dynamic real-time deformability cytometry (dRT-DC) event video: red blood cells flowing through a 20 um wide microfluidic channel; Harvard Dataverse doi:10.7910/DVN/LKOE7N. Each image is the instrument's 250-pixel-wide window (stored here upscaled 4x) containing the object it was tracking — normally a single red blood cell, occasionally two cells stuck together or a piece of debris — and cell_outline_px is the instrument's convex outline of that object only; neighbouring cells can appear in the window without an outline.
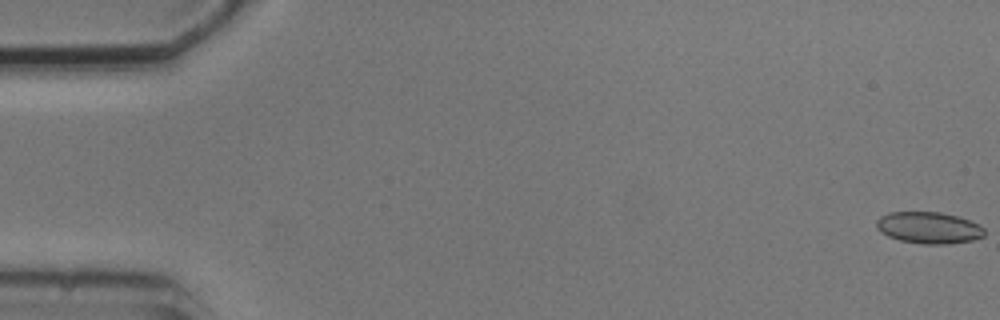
{"species": "common noctule bat (a hibernating species)", "species_latin": "Nyctalus noctula", "temperature_condition": "cold", "stored_images_in_passage": 5, "camera_frame_rate_fps": 3000, "um_per_image_px": 0.085, "animal": {"sex": "male", "body_mass_g": 20.5, "forearm_length_mm": 52.5}, "frame": {"image": 1, "passage_image": 1, "time_ms": 0.0, "image_size_px": [1000, 320], "cell_outline_px": [[984, 236], [972, 240], [948, 244], [920, 244], [900, 240], [888, 236], [880, 232], [876, 228], [876, 220], [880, 216], [888, 212], [940, 212], [956, 216], [980, 224], [984, 228]], "centroid_in_image_um": [78.92, 19.36], "position_along_channel_um": 6.1, "area_um2": 20.0}}
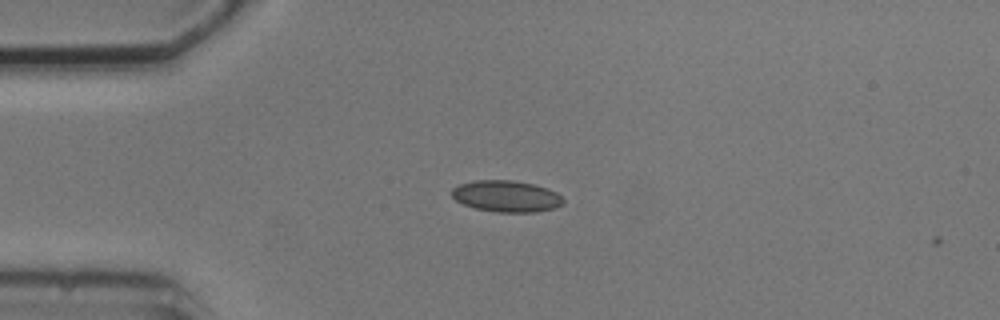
{"frame": {"image": 2, "passage_image": 4, "time_ms": 4.333, "image_size_px": [1000, 320], "cell_outline_px": [[564, 204], [556, 208], [536, 212], [496, 212], [476, 208], [464, 204], [456, 200], [452, 196], [452, 188], [460, 184], [476, 180], [512, 180], [532, 184], [548, 188], [556, 192], [564, 200]], "centroid_in_image_um": [43.07, 16.68], "position_along_channel_um": 41.9, "area_um2": 20.4}}